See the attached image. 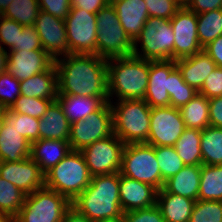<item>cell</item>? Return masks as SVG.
Returning <instances> with one entry per match:
<instances>
[{
    "label": "cell",
    "instance_id": "obj_26",
    "mask_svg": "<svg viewBox=\"0 0 222 222\" xmlns=\"http://www.w3.org/2000/svg\"><path fill=\"white\" fill-rule=\"evenodd\" d=\"M21 95L32 98L57 99V70L53 64L47 71L40 72L20 81Z\"/></svg>",
    "mask_w": 222,
    "mask_h": 222
},
{
    "label": "cell",
    "instance_id": "obj_24",
    "mask_svg": "<svg viewBox=\"0 0 222 222\" xmlns=\"http://www.w3.org/2000/svg\"><path fill=\"white\" fill-rule=\"evenodd\" d=\"M39 139L67 140L70 136V122L58 100H54L44 116L39 119Z\"/></svg>",
    "mask_w": 222,
    "mask_h": 222
},
{
    "label": "cell",
    "instance_id": "obj_45",
    "mask_svg": "<svg viewBox=\"0 0 222 222\" xmlns=\"http://www.w3.org/2000/svg\"><path fill=\"white\" fill-rule=\"evenodd\" d=\"M208 99L222 96V67H216L198 92Z\"/></svg>",
    "mask_w": 222,
    "mask_h": 222
},
{
    "label": "cell",
    "instance_id": "obj_13",
    "mask_svg": "<svg viewBox=\"0 0 222 222\" xmlns=\"http://www.w3.org/2000/svg\"><path fill=\"white\" fill-rule=\"evenodd\" d=\"M185 128L179 108L172 106L151 108L147 144L155 147L173 146Z\"/></svg>",
    "mask_w": 222,
    "mask_h": 222
},
{
    "label": "cell",
    "instance_id": "obj_58",
    "mask_svg": "<svg viewBox=\"0 0 222 222\" xmlns=\"http://www.w3.org/2000/svg\"><path fill=\"white\" fill-rule=\"evenodd\" d=\"M95 222H123V218H115V219H108V220H100Z\"/></svg>",
    "mask_w": 222,
    "mask_h": 222
},
{
    "label": "cell",
    "instance_id": "obj_29",
    "mask_svg": "<svg viewBox=\"0 0 222 222\" xmlns=\"http://www.w3.org/2000/svg\"><path fill=\"white\" fill-rule=\"evenodd\" d=\"M179 110L186 128L202 130L210 126L209 99L204 95L198 93Z\"/></svg>",
    "mask_w": 222,
    "mask_h": 222
},
{
    "label": "cell",
    "instance_id": "obj_23",
    "mask_svg": "<svg viewBox=\"0 0 222 222\" xmlns=\"http://www.w3.org/2000/svg\"><path fill=\"white\" fill-rule=\"evenodd\" d=\"M71 151L67 140L39 139L31 143L30 158L46 174Z\"/></svg>",
    "mask_w": 222,
    "mask_h": 222
},
{
    "label": "cell",
    "instance_id": "obj_27",
    "mask_svg": "<svg viewBox=\"0 0 222 222\" xmlns=\"http://www.w3.org/2000/svg\"><path fill=\"white\" fill-rule=\"evenodd\" d=\"M57 100L62 106L64 114L70 124L86 119L105 102H111L109 97H84L80 95H57Z\"/></svg>",
    "mask_w": 222,
    "mask_h": 222
},
{
    "label": "cell",
    "instance_id": "obj_43",
    "mask_svg": "<svg viewBox=\"0 0 222 222\" xmlns=\"http://www.w3.org/2000/svg\"><path fill=\"white\" fill-rule=\"evenodd\" d=\"M148 8L149 17L170 20L174 17L180 7L175 0H144Z\"/></svg>",
    "mask_w": 222,
    "mask_h": 222
},
{
    "label": "cell",
    "instance_id": "obj_3",
    "mask_svg": "<svg viewBox=\"0 0 222 222\" xmlns=\"http://www.w3.org/2000/svg\"><path fill=\"white\" fill-rule=\"evenodd\" d=\"M107 79L108 97L115 94L118 100L144 99L148 87L149 60L133 55L109 58Z\"/></svg>",
    "mask_w": 222,
    "mask_h": 222
},
{
    "label": "cell",
    "instance_id": "obj_44",
    "mask_svg": "<svg viewBox=\"0 0 222 222\" xmlns=\"http://www.w3.org/2000/svg\"><path fill=\"white\" fill-rule=\"evenodd\" d=\"M123 222H166L157 205L123 213Z\"/></svg>",
    "mask_w": 222,
    "mask_h": 222
},
{
    "label": "cell",
    "instance_id": "obj_22",
    "mask_svg": "<svg viewBox=\"0 0 222 222\" xmlns=\"http://www.w3.org/2000/svg\"><path fill=\"white\" fill-rule=\"evenodd\" d=\"M175 64L183 80L197 92L201 90L208 75L217 67L203 49L192 56L175 60Z\"/></svg>",
    "mask_w": 222,
    "mask_h": 222
},
{
    "label": "cell",
    "instance_id": "obj_50",
    "mask_svg": "<svg viewBox=\"0 0 222 222\" xmlns=\"http://www.w3.org/2000/svg\"><path fill=\"white\" fill-rule=\"evenodd\" d=\"M188 9L195 14L222 9V0H193Z\"/></svg>",
    "mask_w": 222,
    "mask_h": 222
},
{
    "label": "cell",
    "instance_id": "obj_2",
    "mask_svg": "<svg viewBox=\"0 0 222 222\" xmlns=\"http://www.w3.org/2000/svg\"><path fill=\"white\" fill-rule=\"evenodd\" d=\"M120 172L91 177L89 186L72 202L90 221L123 218L119 198Z\"/></svg>",
    "mask_w": 222,
    "mask_h": 222
},
{
    "label": "cell",
    "instance_id": "obj_56",
    "mask_svg": "<svg viewBox=\"0 0 222 222\" xmlns=\"http://www.w3.org/2000/svg\"><path fill=\"white\" fill-rule=\"evenodd\" d=\"M7 111L8 109L0 107V130L2 129V126L4 124L5 114Z\"/></svg>",
    "mask_w": 222,
    "mask_h": 222
},
{
    "label": "cell",
    "instance_id": "obj_49",
    "mask_svg": "<svg viewBox=\"0 0 222 222\" xmlns=\"http://www.w3.org/2000/svg\"><path fill=\"white\" fill-rule=\"evenodd\" d=\"M110 0H70L71 8L83 9L96 14L101 8L107 6Z\"/></svg>",
    "mask_w": 222,
    "mask_h": 222
},
{
    "label": "cell",
    "instance_id": "obj_25",
    "mask_svg": "<svg viewBox=\"0 0 222 222\" xmlns=\"http://www.w3.org/2000/svg\"><path fill=\"white\" fill-rule=\"evenodd\" d=\"M195 200L166 192H157L156 205L166 222H189Z\"/></svg>",
    "mask_w": 222,
    "mask_h": 222
},
{
    "label": "cell",
    "instance_id": "obj_52",
    "mask_svg": "<svg viewBox=\"0 0 222 222\" xmlns=\"http://www.w3.org/2000/svg\"><path fill=\"white\" fill-rule=\"evenodd\" d=\"M62 222H92L86 216L79 213L74 207H70L63 217Z\"/></svg>",
    "mask_w": 222,
    "mask_h": 222
},
{
    "label": "cell",
    "instance_id": "obj_31",
    "mask_svg": "<svg viewBox=\"0 0 222 222\" xmlns=\"http://www.w3.org/2000/svg\"><path fill=\"white\" fill-rule=\"evenodd\" d=\"M198 199L222 201V165H201Z\"/></svg>",
    "mask_w": 222,
    "mask_h": 222
},
{
    "label": "cell",
    "instance_id": "obj_18",
    "mask_svg": "<svg viewBox=\"0 0 222 222\" xmlns=\"http://www.w3.org/2000/svg\"><path fill=\"white\" fill-rule=\"evenodd\" d=\"M54 63L55 60L44 50H10L7 53L6 71L18 81H24L47 71Z\"/></svg>",
    "mask_w": 222,
    "mask_h": 222
},
{
    "label": "cell",
    "instance_id": "obj_8",
    "mask_svg": "<svg viewBox=\"0 0 222 222\" xmlns=\"http://www.w3.org/2000/svg\"><path fill=\"white\" fill-rule=\"evenodd\" d=\"M120 174L149 184L158 191L165 183L155 156V146L147 143L125 144Z\"/></svg>",
    "mask_w": 222,
    "mask_h": 222
},
{
    "label": "cell",
    "instance_id": "obj_17",
    "mask_svg": "<svg viewBox=\"0 0 222 222\" xmlns=\"http://www.w3.org/2000/svg\"><path fill=\"white\" fill-rule=\"evenodd\" d=\"M175 68V60H149V79L144 100L151 108L170 106L171 72Z\"/></svg>",
    "mask_w": 222,
    "mask_h": 222
},
{
    "label": "cell",
    "instance_id": "obj_36",
    "mask_svg": "<svg viewBox=\"0 0 222 222\" xmlns=\"http://www.w3.org/2000/svg\"><path fill=\"white\" fill-rule=\"evenodd\" d=\"M155 156L164 182L186 166L173 146L155 147Z\"/></svg>",
    "mask_w": 222,
    "mask_h": 222
},
{
    "label": "cell",
    "instance_id": "obj_4",
    "mask_svg": "<svg viewBox=\"0 0 222 222\" xmlns=\"http://www.w3.org/2000/svg\"><path fill=\"white\" fill-rule=\"evenodd\" d=\"M110 102L113 112L114 134L124 143H147L150 129L151 107L144 99Z\"/></svg>",
    "mask_w": 222,
    "mask_h": 222
},
{
    "label": "cell",
    "instance_id": "obj_37",
    "mask_svg": "<svg viewBox=\"0 0 222 222\" xmlns=\"http://www.w3.org/2000/svg\"><path fill=\"white\" fill-rule=\"evenodd\" d=\"M198 92L189 86L176 67L171 72L170 106L180 108L194 98Z\"/></svg>",
    "mask_w": 222,
    "mask_h": 222
},
{
    "label": "cell",
    "instance_id": "obj_34",
    "mask_svg": "<svg viewBox=\"0 0 222 222\" xmlns=\"http://www.w3.org/2000/svg\"><path fill=\"white\" fill-rule=\"evenodd\" d=\"M39 12L38 0H13L2 16L13 19L23 26H33Z\"/></svg>",
    "mask_w": 222,
    "mask_h": 222
},
{
    "label": "cell",
    "instance_id": "obj_28",
    "mask_svg": "<svg viewBox=\"0 0 222 222\" xmlns=\"http://www.w3.org/2000/svg\"><path fill=\"white\" fill-rule=\"evenodd\" d=\"M201 166L189 165L165 181L163 189L172 194L198 200Z\"/></svg>",
    "mask_w": 222,
    "mask_h": 222
},
{
    "label": "cell",
    "instance_id": "obj_20",
    "mask_svg": "<svg viewBox=\"0 0 222 222\" xmlns=\"http://www.w3.org/2000/svg\"><path fill=\"white\" fill-rule=\"evenodd\" d=\"M31 144L13 126V112L8 109L0 130V162H18L30 157Z\"/></svg>",
    "mask_w": 222,
    "mask_h": 222
},
{
    "label": "cell",
    "instance_id": "obj_53",
    "mask_svg": "<svg viewBox=\"0 0 222 222\" xmlns=\"http://www.w3.org/2000/svg\"><path fill=\"white\" fill-rule=\"evenodd\" d=\"M7 53L3 46H0V74L6 72Z\"/></svg>",
    "mask_w": 222,
    "mask_h": 222
},
{
    "label": "cell",
    "instance_id": "obj_47",
    "mask_svg": "<svg viewBox=\"0 0 222 222\" xmlns=\"http://www.w3.org/2000/svg\"><path fill=\"white\" fill-rule=\"evenodd\" d=\"M38 2L40 10L50 13L63 21L70 13V0H38Z\"/></svg>",
    "mask_w": 222,
    "mask_h": 222
},
{
    "label": "cell",
    "instance_id": "obj_15",
    "mask_svg": "<svg viewBox=\"0 0 222 222\" xmlns=\"http://www.w3.org/2000/svg\"><path fill=\"white\" fill-rule=\"evenodd\" d=\"M0 177L14 184L26 195L45 186V174L30 157L18 162H0Z\"/></svg>",
    "mask_w": 222,
    "mask_h": 222
},
{
    "label": "cell",
    "instance_id": "obj_39",
    "mask_svg": "<svg viewBox=\"0 0 222 222\" xmlns=\"http://www.w3.org/2000/svg\"><path fill=\"white\" fill-rule=\"evenodd\" d=\"M54 100L57 99L32 98L20 95L9 110L40 119Z\"/></svg>",
    "mask_w": 222,
    "mask_h": 222
},
{
    "label": "cell",
    "instance_id": "obj_21",
    "mask_svg": "<svg viewBox=\"0 0 222 222\" xmlns=\"http://www.w3.org/2000/svg\"><path fill=\"white\" fill-rule=\"evenodd\" d=\"M120 24L134 42L140 35L145 22L149 19L148 8L144 0H110Z\"/></svg>",
    "mask_w": 222,
    "mask_h": 222
},
{
    "label": "cell",
    "instance_id": "obj_11",
    "mask_svg": "<svg viewBox=\"0 0 222 222\" xmlns=\"http://www.w3.org/2000/svg\"><path fill=\"white\" fill-rule=\"evenodd\" d=\"M64 23L68 54L97 55L96 14L71 8Z\"/></svg>",
    "mask_w": 222,
    "mask_h": 222
},
{
    "label": "cell",
    "instance_id": "obj_1",
    "mask_svg": "<svg viewBox=\"0 0 222 222\" xmlns=\"http://www.w3.org/2000/svg\"><path fill=\"white\" fill-rule=\"evenodd\" d=\"M55 59L58 95L108 97L107 59L67 54Z\"/></svg>",
    "mask_w": 222,
    "mask_h": 222
},
{
    "label": "cell",
    "instance_id": "obj_35",
    "mask_svg": "<svg viewBox=\"0 0 222 222\" xmlns=\"http://www.w3.org/2000/svg\"><path fill=\"white\" fill-rule=\"evenodd\" d=\"M26 194L0 177V214L15 217L23 207Z\"/></svg>",
    "mask_w": 222,
    "mask_h": 222
},
{
    "label": "cell",
    "instance_id": "obj_5",
    "mask_svg": "<svg viewBox=\"0 0 222 222\" xmlns=\"http://www.w3.org/2000/svg\"><path fill=\"white\" fill-rule=\"evenodd\" d=\"M91 177L82 152L72 150L45 174V187L72 202L89 186Z\"/></svg>",
    "mask_w": 222,
    "mask_h": 222
},
{
    "label": "cell",
    "instance_id": "obj_30",
    "mask_svg": "<svg viewBox=\"0 0 222 222\" xmlns=\"http://www.w3.org/2000/svg\"><path fill=\"white\" fill-rule=\"evenodd\" d=\"M200 140L201 130L185 128L183 134L173 145L185 165H202Z\"/></svg>",
    "mask_w": 222,
    "mask_h": 222
},
{
    "label": "cell",
    "instance_id": "obj_51",
    "mask_svg": "<svg viewBox=\"0 0 222 222\" xmlns=\"http://www.w3.org/2000/svg\"><path fill=\"white\" fill-rule=\"evenodd\" d=\"M203 50L216 63L217 67H222V35L210 42Z\"/></svg>",
    "mask_w": 222,
    "mask_h": 222
},
{
    "label": "cell",
    "instance_id": "obj_40",
    "mask_svg": "<svg viewBox=\"0 0 222 222\" xmlns=\"http://www.w3.org/2000/svg\"><path fill=\"white\" fill-rule=\"evenodd\" d=\"M20 95H21L20 81L14 78L7 71L4 73H1L0 74V107L5 108V109H10Z\"/></svg>",
    "mask_w": 222,
    "mask_h": 222
},
{
    "label": "cell",
    "instance_id": "obj_48",
    "mask_svg": "<svg viewBox=\"0 0 222 222\" xmlns=\"http://www.w3.org/2000/svg\"><path fill=\"white\" fill-rule=\"evenodd\" d=\"M210 126L222 128V96L209 99Z\"/></svg>",
    "mask_w": 222,
    "mask_h": 222
},
{
    "label": "cell",
    "instance_id": "obj_7",
    "mask_svg": "<svg viewBox=\"0 0 222 222\" xmlns=\"http://www.w3.org/2000/svg\"><path fill=\"white\" fill-rule=\"evenodd\" d=\"M174 40L170 20L149 17L134 41L133 56L150 61L174 60ZM139 42L141 53L139 48L137 49Z\"/></svg>",
    "mask_w": 222,
    "mask_h": 222
},
{
    "label": "cell",
    "instance_id": "obj_14",
    "mask_svg": "<svg viewBox=\"0 0 222 222\" xmlns=\"http://www.w3.org/2000/svg\"><path fill=\"white\" fill-rule=\"evenodd\" d=\"M173 28L174 60L192 56L203 48L197 34V15L188 8H180L170 19Z\"/></svg>",
    "mask_w": 222,
    "mask_h": 222
},
{
    "label": "cell",
    "instance_id": "obj_9",
    "mask_svg": "<svg viewBox=\"0 0 222 222\" xmlns=\"http://www.w3.org/2000/svg\"><path fill=\"white\" fill-rule=\"evenodd\" d=\"M71 201L45 186L26 195L14 222H62Z\"/></svg>",
    "mask_w": 222,
    "mask_h": 222
},
{
    "label": "cell",
    "instance_id": "obj_38",
    "mask_svg": "<svg viewBox=\"0 0 222 222\" xmlns=\"http://www.w3.org/2000/svg\"><path fill=\"white\" fill-rule=\"evenodd\" d=\"M189 222H222V201L196 200Z\"/></svg>",
    "mask_w": 222,
    "mask_h": 222
},
{
    "label": "cell",
    "instance_id": "obj_16",
    "mask_svg": "<svg viewBox=\"0 0 222 222\" xmlns=\"http://www.w3.org/2000/svg\"><path fill=\"white\" fill-rule=\"evenodd\" d=\"M34 27L39 34L43 50L54 60L68 54L67 34L63 20L40 10Z\"/></svg>",
    "mask_w": 222,
    "mask_h": 222
},
{
    "label": "cell",
    "instance_id": "obj_57",
    "mask_svg": "<svg viewBox=\"0 0 222 222\" xmlns=\"http://www.w3.org/2000/svg\"><path fill=\"white\" fill-rule=\"evenodd\" d=\"M0 222H14V217L8 214H0Z\"/></svg>",
    "mask_w": 222,
    "mask_h": 222
},
{
    "label": "cell",
    "instance_id": "obj_54",
    "mask_svg": "<svg viewBox=\"0 0 222 222\" xmlns=\"http://www.w3.org/2000/svg\"><path fill=\"white\" fill-rule=\"evenodd\" d=\"M193 0H175L176 4L180 8H188V6L191 4Z\"/></svg>",
    "mask_w": 222,
    "mask_h": 222
},
{
    "label": "cell",
    "instance_id": "obj_6",
    "mask_svg": "<svg viewBox=\"0 0 222 222\" xmlns=\"http://www.w3.org/2000/svg\"><path fill=\"white\" fill-rule=\"evenodd\" d=\"M97 55L105 59L133 55L134 42L120 24L118 15L109 3L96 13Z\"/></svg>",
    "mask_w": 222,
    "mask_h": 222
},
{
    "label": "cell",
    "instance_id": "obj_10",
    "mask_svg": "<svg viewBox=\"0 0 222 222\" xmlns=\"http://www.w3.org/2000/svg\"><path fill=\"white\" fill-rule=\"evenodd\" d=\"M114 134L113 112L110 102H105L86 119L70 124L68 142L72 150L81 151L95 141Z\"/></svg>",
    "mask_w": 222,
    "mask_h": 222
},
{
    "label": "cell",
    "instance_id": "obj_46",
    "mask_svg": "<svg viewBox=\"0 0 222 222\" xmlns=\"http://www.w3.org/2000/svg\"><path fill=\"white\" fill-rule=\"evenodd\" d=\"M18 50H43L39 34L33 26H24L23 31L19 34Z\"/></svg>",
    "mask_w": 222,
    "mask_h": 222
},
{
    "label": "cell",
    "instance_id": "obj_19",
    "mask_svg": "<svg viewBox=\"0 0 222 222\" xmlns=\"http://www.w3.org/2000/svg\"><path fill=\"white\" fill-rule=\"evenodd\" d=\"M119 198L123 212L156 205L158 190L146 183L120 174Z\"/></svg>",
    "mask_w": 222,
    "mask_h": 222
},
{
    "label": "cell",
    "instance_id": "obj_33",
    "mask_svg": "<svg viewBox=\"0 0 222 222\" xmlns=\"http://www.w3.org/2000/svg\"><path fill=\"white\" fill-rule=\"evenodd\" d=\"M197 15V34L202 48L222 35V9Z\"/></svg>",
    "mask_w": 222,
    "mask_h": 222
},
{
    "label": "cell",
    "instance_id": "obj_12",
    "mask_svg": "<svg viewBox=\"0 0 222 222\" xmlns=\"http://www.w3.org/2000/svg\"><path fill=\"white\" fill-rule=\"evenodd\" d=\"M124 147L125 144L113 134L81 150L90 175L120 172Z\"/></svg>",
    "mask_w": 222,
    "mask_h": 222
},
{
    "label": "cell",
    "instance_id": "obj_55",
    "mask_svg": "<svg viewBox=\"0 0 222 222\" xmlns=\"http://www.w3.org/2000/svg\"><path fill=\"white\" fill-rule=\"evenodd\" d=\"M13 0H0V12L3 13Z\"/></svg>",
    "mask_w": 222,
    "mask_h": 222
},
{
    "label": "cell",
    "instance_id": "obj_42",
    "mask_svg": "<svg viewBox=\"0 0 222 222\" xmlns=\"http://www.w3.org/2000/svg\"><path fill=\"white\" fill-rule=\"evenodd\" d=\"M24 26L13 19L1 16L0 18V46L3 43L10 50H18V38Z\"/></svg>",
    "mask_w": 222,
    "mask_h": 222
},
{
    "label": "cell",
    "instance_id": "obj_32",
    "mask_svg": "<svg viewBox=\"0 0 222 222\" xmlns=\"http://www.w3.org/2000/svg\"><path fill=\"white\" fill-rule=\"evenodd\" d=\"M202 164L222 165V128L208 126L201 130Z\"/></svg>",
    "mask_w": 222,
    "mask_h": 222
},
{
    "label": "cell",
    "instance_id": "obj_41",
    "mask_svg": "<svg viewBox=\"0 0 222 222\" xmlns=\"http://www.w3.org/2000/svg\"><path fill=\"white\" fill-rule=\"evenodd\" d=\"M39 119L13 112V126L29 143L39 140Z\"/></svg>",
    "mask_w": 222,
    "mask_h": 222
}]
</instances>
